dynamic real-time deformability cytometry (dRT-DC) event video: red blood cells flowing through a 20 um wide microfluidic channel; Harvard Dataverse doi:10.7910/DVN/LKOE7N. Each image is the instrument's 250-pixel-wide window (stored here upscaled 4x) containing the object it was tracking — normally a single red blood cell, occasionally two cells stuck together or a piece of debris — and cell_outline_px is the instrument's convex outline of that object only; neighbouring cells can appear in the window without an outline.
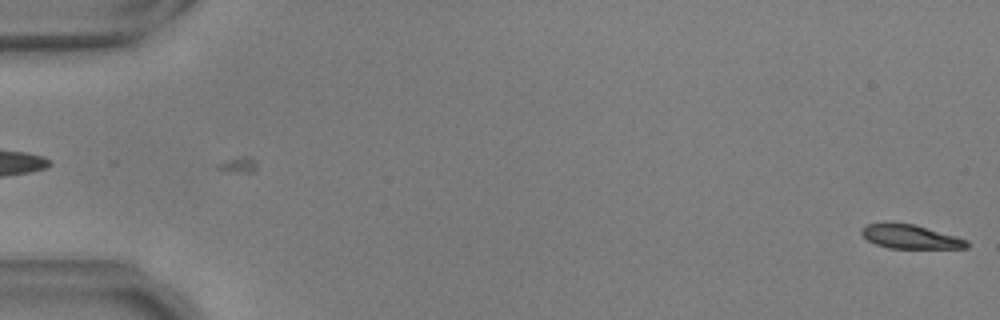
{"species": "common noctule bat (a hibernating species)", "species_latin": "Nyctalus noctula", "temperature_condition": "warm", "stored_images_in_passage": 4, "camera_frame_rate_fps": 3000, "um_per_image_px": 0.085, "animal": {"sex": "male", "body_mass_g": 17.9, "forearm_length_mm": 54.2}, "frame": {"image": 1, "passage_image": 4, "time_ms": 1.0, "image_size_px": [1000, 320], "cell_outline_px": [[968, 248], [888, 248], [876, 244], [868, 240], [860, 232], [860, 228], [868, 224], [912, 224], [956, 236], [968, 240]], "centroid_in_image_um": [77.4, 20.14], "position_along_channel_um": 7.6, "area_um2": 14.28}}